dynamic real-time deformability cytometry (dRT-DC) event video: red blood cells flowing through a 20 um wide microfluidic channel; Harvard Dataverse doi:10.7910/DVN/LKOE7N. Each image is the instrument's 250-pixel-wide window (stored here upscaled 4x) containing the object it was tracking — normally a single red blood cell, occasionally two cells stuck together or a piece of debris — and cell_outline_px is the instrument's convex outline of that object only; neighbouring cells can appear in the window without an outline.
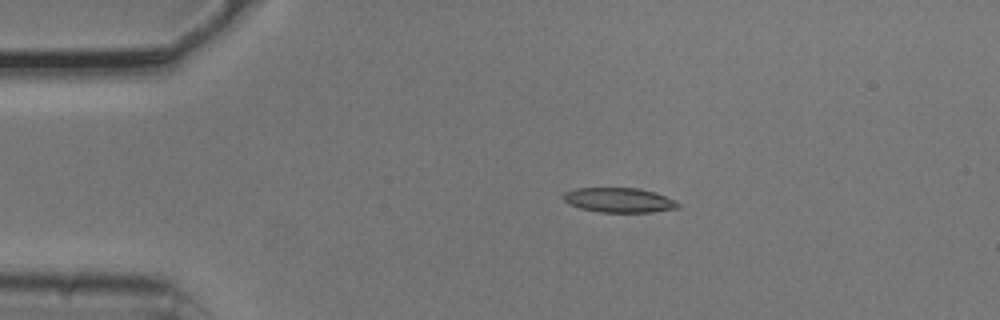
{"species": "common noctule bat (a hibernating species)", "species_latin": "Nyctalus noctula", "temperature_condition": "cold", "stored_images_in_passage": 4, "camera_frame_rate_fps": 3000, "um_per_image_px": 0.085, "animal": {"sex": "male", "body_mass_g": 20.5, "forearm_length_mm": 52.5}, "frame": {"image": 1, "passage_image": 2, "time_ms": 0.333, "image_size_px": [1000, 320], "cell_outline_px": [[680, 208], [652, 212], [600, 212], [580, 208], [568, 204], [564, 200], [564, 192], [576, 188], [640, 188], [676, 200], [680, 204]], "centroid_in_image_um": [52.63, 17.01], "position_along_channel_um": 32.4, "area_um2": 16.47}}